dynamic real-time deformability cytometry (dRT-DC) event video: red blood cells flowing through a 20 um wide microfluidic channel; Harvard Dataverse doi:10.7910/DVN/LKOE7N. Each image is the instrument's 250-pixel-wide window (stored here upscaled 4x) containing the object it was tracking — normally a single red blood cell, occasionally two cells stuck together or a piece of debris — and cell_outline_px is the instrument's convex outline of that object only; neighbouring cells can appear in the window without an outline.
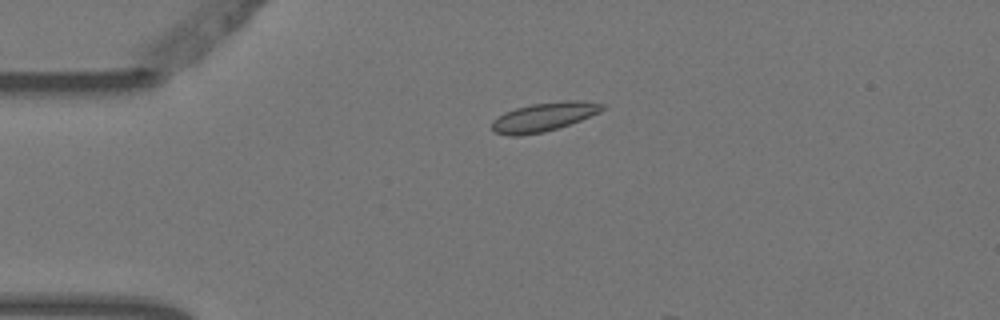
{"species": "Egyptian fruit bat (a non-hibernating species)", "species_latin": "Rousettus aegyptiacus", "temperature_condition": "warm", "stored_images_in_passage": 5, "camera_frame_rate_fps": 3000, "um_per_image_px": 0.085, "animal": {"sex": "female"}, "frame": {"image": 1, "passage_image": 5, "time_ms": 1.333, "image_size_px": [1000, 320], "cell_outline_px": [[604, 108], [600, 112], [580, 120], [544, 132], [520, 136], [508, 136], [492, 132], [492, 120], [504, 112], [516, 108], [532, 104], [560, 100], [580, 100], [604, 104]], "centroid_in_image_um": [46.18, 9.94], "position_along_channel_um": 38.8, "area_um2": 18.61}}